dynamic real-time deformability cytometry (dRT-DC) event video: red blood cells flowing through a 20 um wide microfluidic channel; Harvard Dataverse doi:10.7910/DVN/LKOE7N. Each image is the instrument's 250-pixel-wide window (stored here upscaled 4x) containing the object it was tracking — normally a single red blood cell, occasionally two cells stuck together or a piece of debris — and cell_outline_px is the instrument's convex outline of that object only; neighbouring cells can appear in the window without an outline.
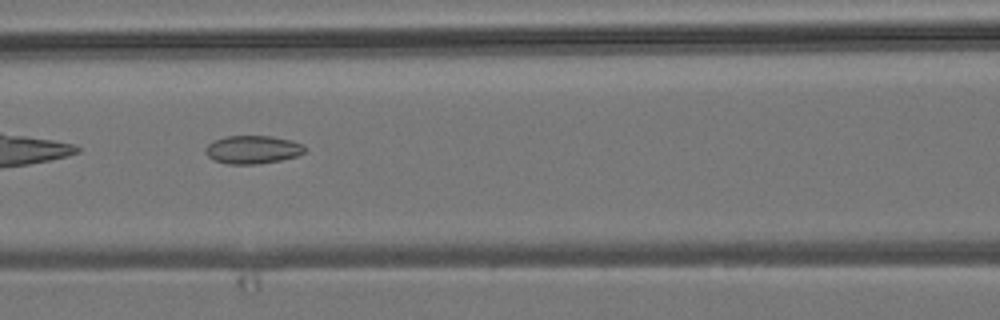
{"species": "common noctule bat (a hibernating species)", "species_latin": "Nyctalus noctula", "temperature_condition": "room temperature", "stored_images_in_passage": 9, "camera_frame_rate_fps": 3000, "um_per_image_px": 0.085, "animal": {"sex": "male", "body_mass_g": 19.2, "forearm_length_mm": 51.8}, "frame": {"image": 1, "passage_image": 7, "time_ms": 6.667, "image_size_px": [1000, 320], "cell_outline_px": [[304, 152], [296, 156], [280, 160], [256, 164], [228, 164], [212, 160], [204, 152], [204, 148], [208, 144], [224, 136], [272, 136], [292, 140], [300, 144], [304, 148]], "centroid_in_image_um": [21.42, 12.72], "position_along_channel_um": 145.2, "area_um2": 16.24}}
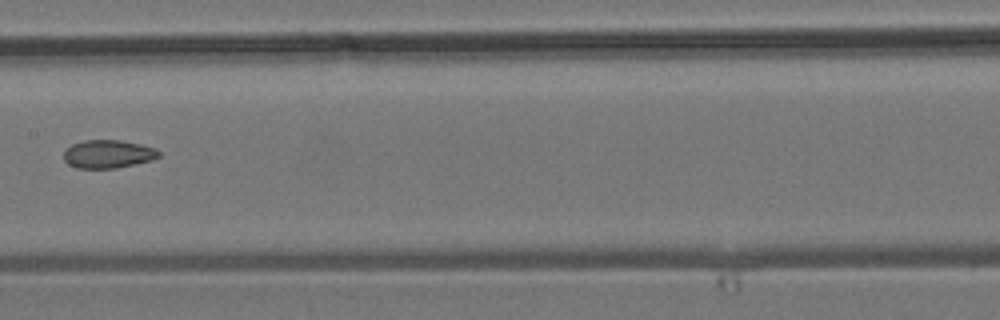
{"frame": {"image": 2, "passage_image": 8, "time_ms": 8.0, "image_size_px": [1000, 320], "cell_outline_px": [[160, 156], [152, 160], [116, 168], [76, 168], [68, 164], [64, 160], [64, 152], [72, 144], [84, 140], [120, 140], [140, 144], [156, 148], [160, 152]], "centroid_in_image_um": [9.19, 13.09], "position_along_channel_um": 198.2, "area_um2": 15.61}}
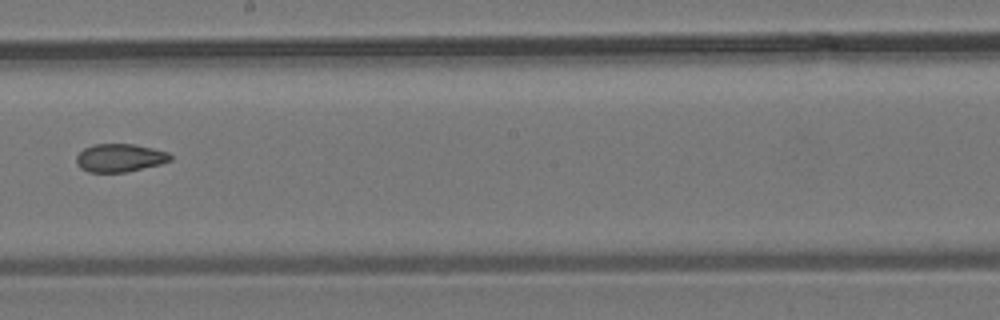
{"frame": {"image": 3, "passage_image": 9, "time_ms": 9.0, "image_size_px": [1000, 320], "cell_outline_px": [[172, 160], [160, 164], [124, 172], [88, 172], [80, 168], [76, 164], [76, 156], [84, 148], [92, 144], [136, 144], [168, 152], [172, 156]], "centroid_in_image_um": [10.16, 13.41], "position_along_channel_um": 238.0, "area_um2": 15.43}}